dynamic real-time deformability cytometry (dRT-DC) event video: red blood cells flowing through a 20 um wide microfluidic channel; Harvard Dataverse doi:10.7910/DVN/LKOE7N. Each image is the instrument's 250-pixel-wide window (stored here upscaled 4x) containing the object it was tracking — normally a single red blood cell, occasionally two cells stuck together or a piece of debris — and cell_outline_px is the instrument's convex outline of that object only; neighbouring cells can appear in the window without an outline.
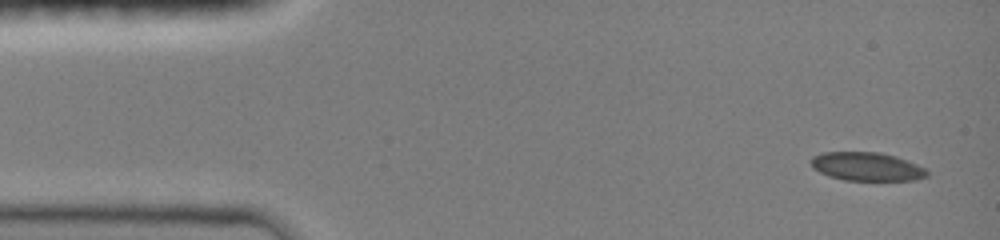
{"species": "common noctule bat (a hibernating species)", "species_latin": "Nyctalus noctula", "temperature_condition": "room temperature", "stored_images_in_passage": 5, "camera_frame_rate_fps": 3000, "um_per_image_px": 0.085, "animal": {"sex": "female", "body_mass_g": 19.0, "forearm_length_mm": 51.5}, "frame": {"image": 1, "passage_image": 1, "time_ms": 0.0, "image_size_px": [1000, 240], "cell_outline_px": [[928, 176], [916, 180], [844, 180], [820, 172], [812, 168], [812, 156], [820, 152], [880, 152], [896, 156], [916, 164], [924, 168], [928, 172]], "centroid_in_image_um": [73.68, 14.15], "position_along_channel_um": 11.3, "area_um2": 19.19}}